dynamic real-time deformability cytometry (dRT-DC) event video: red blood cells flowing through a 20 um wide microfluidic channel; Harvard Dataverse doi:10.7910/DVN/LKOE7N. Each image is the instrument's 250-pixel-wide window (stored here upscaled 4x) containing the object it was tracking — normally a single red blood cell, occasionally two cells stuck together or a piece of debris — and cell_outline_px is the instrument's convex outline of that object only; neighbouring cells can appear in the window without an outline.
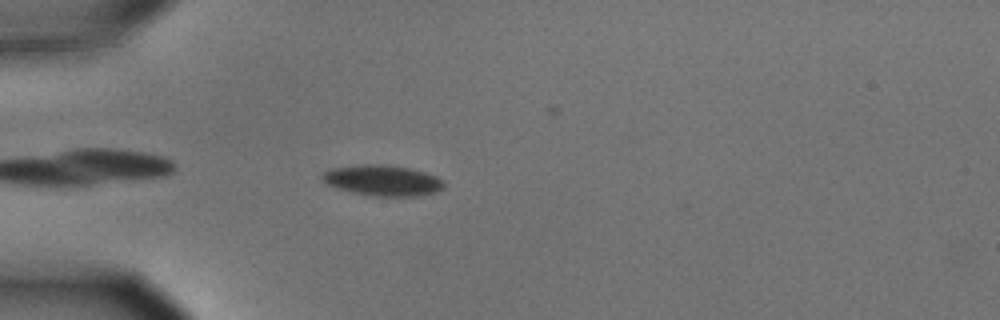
{"species": "common noctule bat (a hibernating species)", "species_latin": "Nyctalus noctula", "temperature_condition": "cold", "stored_images_in_passage": 39, "camera_frame_rate_fps": 3000, "um_per_image_px": 0.085, "animal": {"sex": "male", "body_mass_g": 15.6}, "frame": {"image": 1, "passage_image": 3, "time_ms": 0.667, "image_size_px": [1000, 320], "cell_outline_px": [[444, 188], [436, 192], [420, 196], [372, 196], [352, 192], [328, 184], [320, 176], [324, 172], [332, 168], [364, 164], [380, 164], [408, 168], [424, 172], [436, 176], [444, 184]], "centroid_in_image_um": [32.54, 15.34], "position_along_channel_um": 52.5, "area_um2": 21.5}}
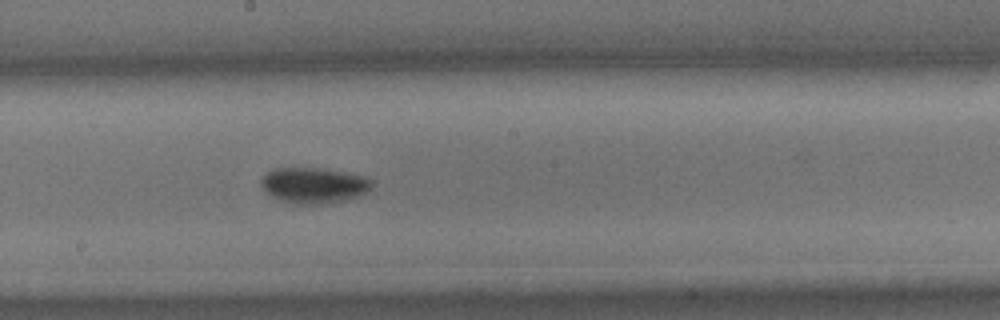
{"frame": {"image": 2, "passage_image": 18, "time_ms": 5.667, "image_size_px": [1000, 320], "cell_outline_px": [[372, 188], [356, 196], [344, 200], [320, 204], [296, 204], [280, 200], [272, 196], [260, 184], [260, 180], [272, 168], [320, 168], [344, 172], [364, 176], [372, 180]], "centroid_in_image_um": [26.66, 15.74], "position_along_channel_um": 221.5, "area_um2": 22.77}}
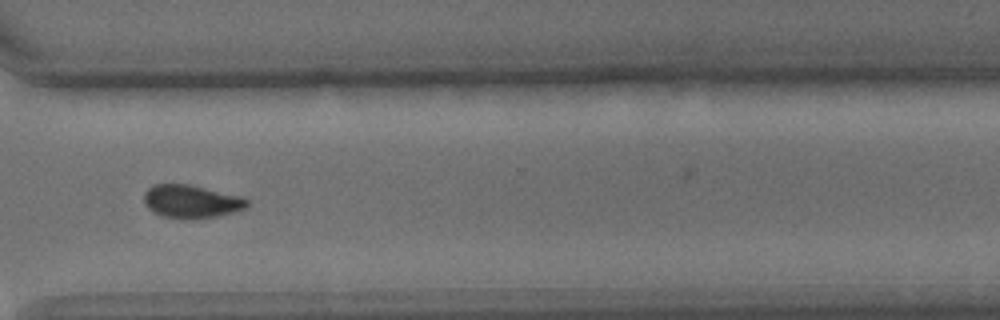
{"frame": {"image": 3, "passage_image": 29, "time_ms": 9.333, "image_size_px": [1000, 320], "cell_outline_px": [[248, 204], [244, 208], [232, 212], [216, 216], [184, 220], [160, 216], [152, 212], [148, 208], [144, 200], [144, 192], [152, 184], [188, 184], [240, 196], [248, 200]], "centroid_in_image_um": [16.19, 17.13], "position_along_channel_um": 354.4, "area_um2": 19.88}, "authors_computed_cell_mechanics": {"area_um2": 21.4438, "velocity_mm_per_s": 3.6208, "shape_relaxation_time_tau1_ms": 2.2826, "shape_relaxation_time_tau2_ms": null, "deformation_change_tau1": 0.0859, "deformation_change_tau2": null}}